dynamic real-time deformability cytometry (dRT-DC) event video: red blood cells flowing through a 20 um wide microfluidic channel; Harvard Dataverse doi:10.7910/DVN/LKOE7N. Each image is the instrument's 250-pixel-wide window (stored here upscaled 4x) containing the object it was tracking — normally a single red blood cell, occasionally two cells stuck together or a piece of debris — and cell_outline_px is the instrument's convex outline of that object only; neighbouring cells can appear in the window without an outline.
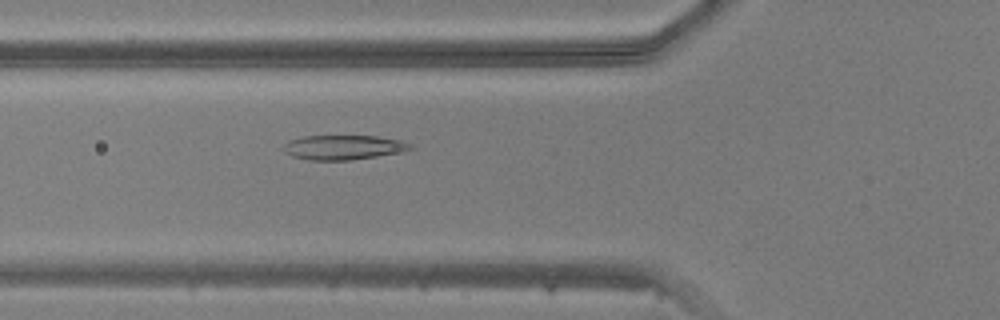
{"species": "common noctule bat (a hibernating species)", "species_latin": "Nyctalus noctula", "temperature_condition": "warm", "stored_images_in_passage": 36, "camera_frame_rate_fps": 3000, "um_per_image_px": 0.085, "animal": {"sex": "male", "body_mass_g": 20.5, "forearm_length_mm": 52.5}, "frame": {"image": 1, "passage_image": 9, "time_ms": 2.667, "image_size_px": [1000, 320], "cell_outline_px": [[416, 148], [404, 152], [352, 160], [308, 160], [292, 156], [284, 152], [284, 144], [288, 140], [304, 136], [376, 136], [400, 140], [412, 144]], "centroid_in_image_um": [29.23, 12.53], "position_along_channel_um": 96.6, "area_um2": 18.38}}
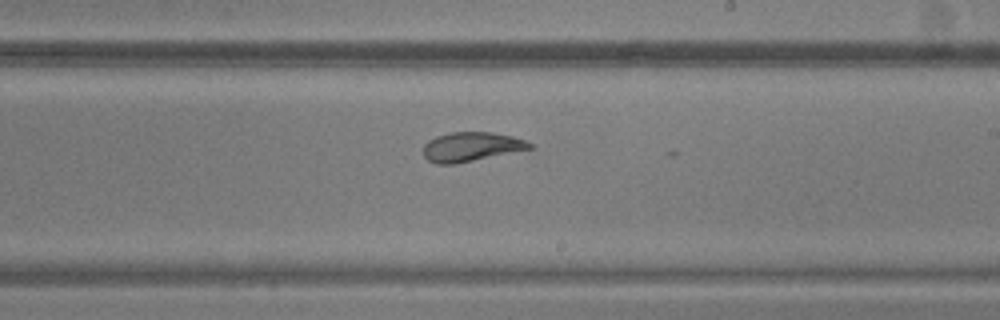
{"frame": {"image": 2, "passage_image": 20, "time_ms": 6.333, "image_size_px": [1000, 320], "cell_outline_px": [[532, 148], [456, 164], [436, 164], [428, 160], [424, 156], [424, 144], [428, 140], [436, 136], [452, 132], [492, 132], [512, 136], [524, 140], [532, 144]], "centroid_in_image_um": [40.02, 12.47], "position_along_channel_um": 249.0, "area_um2": 18.03}}
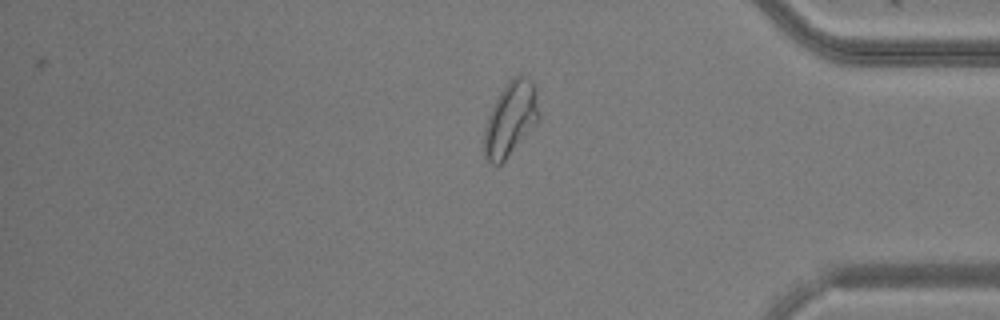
{"frame": {"image": 3, "passage_image": 32, "time_ms": 10.333, "image_size_px": [1000, 320], "cell_outline_px": [[540, 120], [504, 160], [500, 164], [492, 164], [484, 156], [484, 128], [488, 116], [500, 92], [508, 80], [512, 76], [524, 76], [532, 80], [536, 88], [540, 116]], "centroid_in_image_um": [43.42, 10.07], "position_along_channel_um": 391.8, "area_um2": 23.58}}